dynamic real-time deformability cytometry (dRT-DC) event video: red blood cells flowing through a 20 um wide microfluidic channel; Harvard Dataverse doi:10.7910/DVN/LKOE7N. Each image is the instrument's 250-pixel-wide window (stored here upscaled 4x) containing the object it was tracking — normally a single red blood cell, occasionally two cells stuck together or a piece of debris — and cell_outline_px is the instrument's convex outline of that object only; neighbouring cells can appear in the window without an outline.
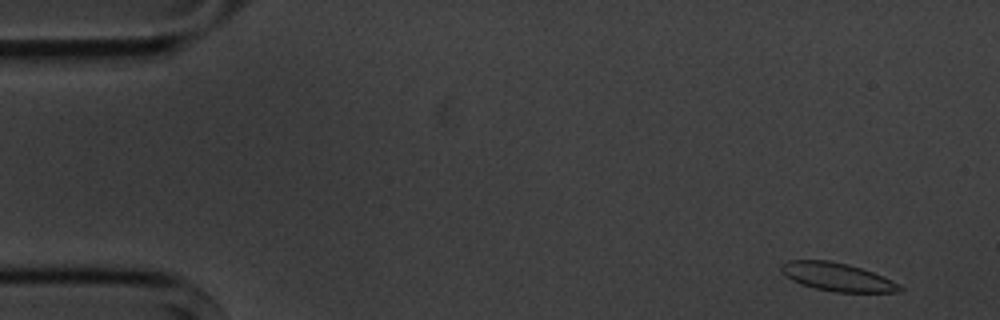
{"species": "common noctule bat (a hibernating species)", "species_latin": "Nyctalus noctula", "temperature_condition": "cold", "stored_images_in_passage": 8, "camera_frame_rate_fps": 3000, "um_per_image_px": 0.085, "animal": {"sex": "male", "body_mass_g": 20.1, "forearm_length_mm": 53.5}, "frame": {"image": 1, "passage_image": 1, "time_ms": 0.0, "image_size_px": [1000, 320], "cell_outline_px": [[904, 288], [900, 292], [836, 292], [816, 288], [800, 284], [792, 280], [780, 272], [780, 264], [788, 260], [828, 260], [848, 264], [872, 272]], "centroid_in_image_um": [71.08, 23.53], "position_along_channel_um": 13.9, "area_um2": 19.25}}
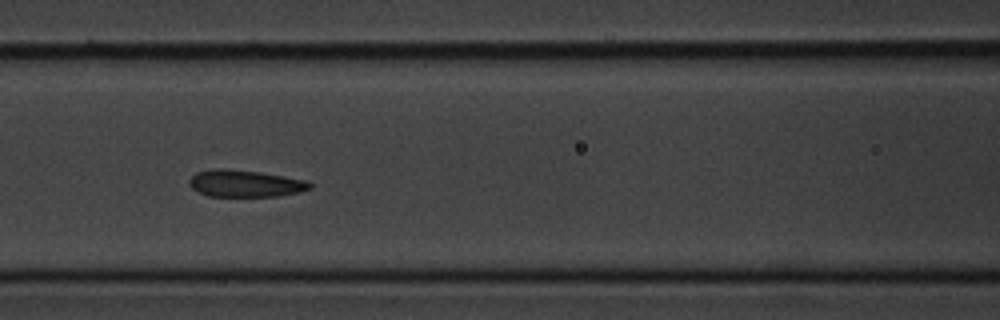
{"frame": {"image": 2, "passage_image": 7, "time_ms": 6.667, "image_size_px": [1000, 320], "cell_outline_px": [[312, 188], [300, 192], [280, 196], [208, 196], [192, 188], [188, 184], [188, 180], [196, 172], [216, 168], [228, 168], [260, 172], [308, 180], [312, 184]], "centroid_in_image_um": [20.86, 15.59], "position_along_channel_um": 145.7, "area_um2": 19.13}}
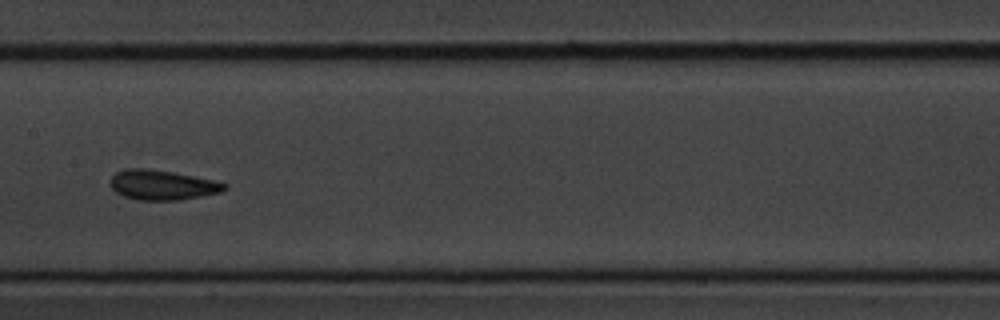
{"frame": {"image": 3, "passage_image": 8, "time_ms": 8.0, "image_size_px": [1000, 320], "cell_outline_px": [[228, 188], [220, 192], [180, 200], [136, 200], [124, 196], [116, 192], [108, 184], [112, 176], [116, 172], [124, 168], [148, 168], [172, 172], [212, 180], [228, 184]], "centroid_in_image_um": [13.74, 15.72], "position_along_channel_um": 193.7, "area_um2": 19.88}}